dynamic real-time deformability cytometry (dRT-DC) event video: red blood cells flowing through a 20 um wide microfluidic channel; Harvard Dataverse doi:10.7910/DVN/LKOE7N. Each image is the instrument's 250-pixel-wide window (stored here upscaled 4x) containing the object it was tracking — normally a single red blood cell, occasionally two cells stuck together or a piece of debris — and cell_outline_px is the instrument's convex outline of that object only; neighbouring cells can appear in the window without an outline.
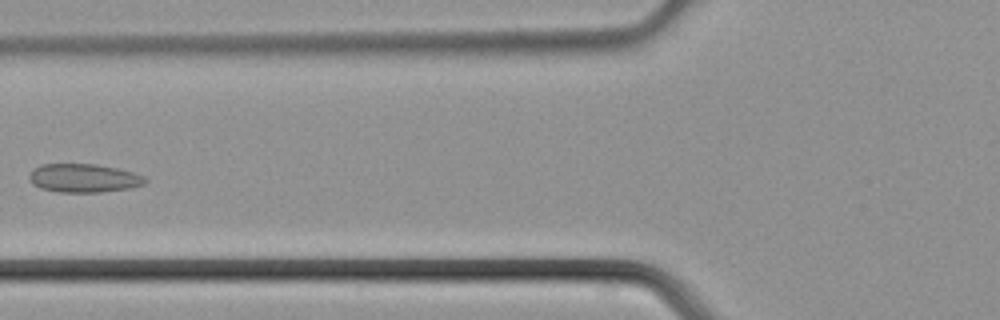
{"species": "common noctule bat (a hibernating species)", "species_latin": "Nyctalus noctula", "temperature_condition": "cold", "stored_images_in_passage": 6, "camera_frame_rate_fps": 3000, "um_per_image_px": 0.085, "animal": {"sex": "male", "body_mass_g": 21.5, "forearm_length_mm": 52.0}, "frame": {"image": 1, "passage_image": 4, "time_ms": 1.0, "image_size_px": [1000, 320], "cell_outline_px": [[148, 180], [144, 184], [132, 188], [100, 192], [60, 192], [40, 188], [32, 184], [28, 176], [32, 168], [40, 164], [96, 164], [116, 168], [132, 172], [144, 176]], "centroid_in_image_um": [7.1, 15.14], "position_along_channel_um": 118.7, "area_um2": 19.42}}